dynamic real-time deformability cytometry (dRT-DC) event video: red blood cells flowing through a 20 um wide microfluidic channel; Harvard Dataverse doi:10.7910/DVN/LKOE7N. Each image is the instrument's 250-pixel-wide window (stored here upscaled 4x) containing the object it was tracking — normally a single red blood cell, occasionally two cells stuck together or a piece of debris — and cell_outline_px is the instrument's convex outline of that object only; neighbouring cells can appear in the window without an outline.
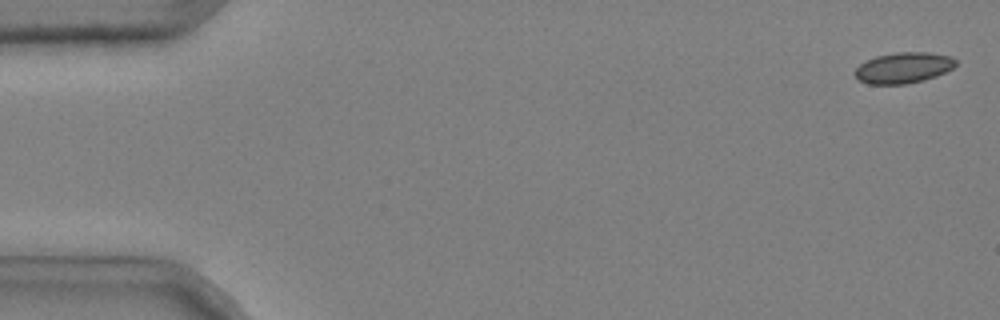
{"species": "common noctule bat (a hibernating species)", "species_latin": "Nyctalus noctula", "temperature_condition": "cold", "stored_images_in_passage": 49, "camera_frame_rate_fps": 3000, "um_per_image_px": 0.085, "animal": {"sex": "male", "body_mass_g": 20.4}, "frame": {"image": 1, "passage_image": 2, "time_ms": 0.333, "image_size_px": [1000, 320], "cell_outline_px": [[956, 64], [952, 68], [936, 76], [924, 80], [908, 84], [868, 84], [860, 80], [852, 72], [860, 64], [876, 56], [896, 52], [928, 52], [952, 56], [956, 60]], "centroid_in_image_um": [76.79, 5.76], "position_along_channel_um": 8.2, "area_um2": 18.15}}
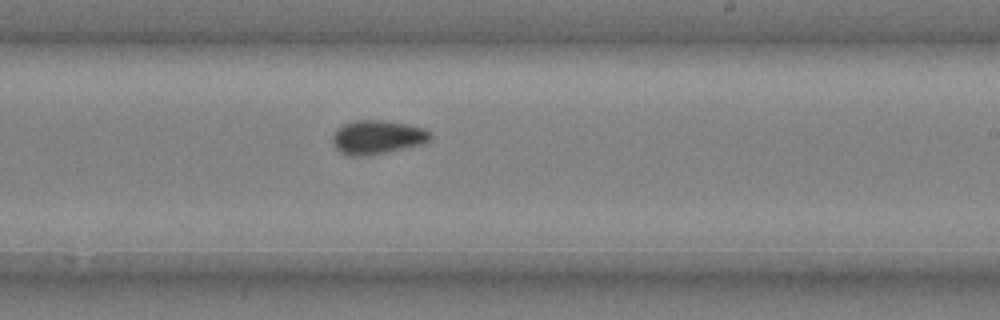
{"frame": {"image": 2, "passage_image": 33, "time_ms": 10.667, "image_size_px": [1000, 320], "cell_outline_px": [[432, 136], [424, 144], [364, 156], [348, 156], [340, 152], [332, 144], [332, 136], [344, 124], [356, 120], [384, 120], [408, 124], [424, 128], [432, 132]], "centroid_in_image_um": [32.09, 11.66], "position_along_channel_um": 256.9, "area_um2": 19.25}}
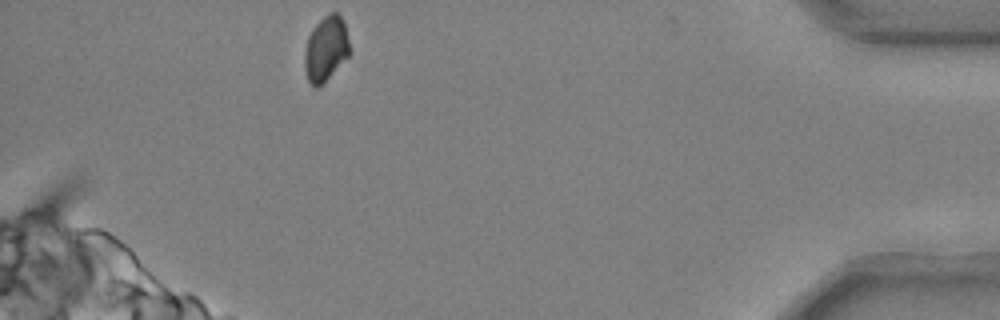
{"frame": {"image": 3, "passage_image": 49, "time_ms": 16.0, "image_size_px": [1000, 320], "cell_outline_px": [[352, 52], [320, 88], [312, 88], [308, 80], [304, 68], [304, 52], [308, 36], [312, 28], [328, 12], [336, 12], [344, 20]], "centroid_in_image_um": [27.71, 4.17], "position_along_channel_um": 407.5, "area_um2": 17.63}, "authors_computed_cell_mechanics": {"area_um2": 18.496, "velocity_mm_per_s": 3.6944, "shape_relaxation_time_tau1_ms": 8.9329, "shape_relaxation_time_tau2_ms": 1.8424, "deformation_change_tau1": 0.1091, "deformation_change_tau2": 0.0485}}